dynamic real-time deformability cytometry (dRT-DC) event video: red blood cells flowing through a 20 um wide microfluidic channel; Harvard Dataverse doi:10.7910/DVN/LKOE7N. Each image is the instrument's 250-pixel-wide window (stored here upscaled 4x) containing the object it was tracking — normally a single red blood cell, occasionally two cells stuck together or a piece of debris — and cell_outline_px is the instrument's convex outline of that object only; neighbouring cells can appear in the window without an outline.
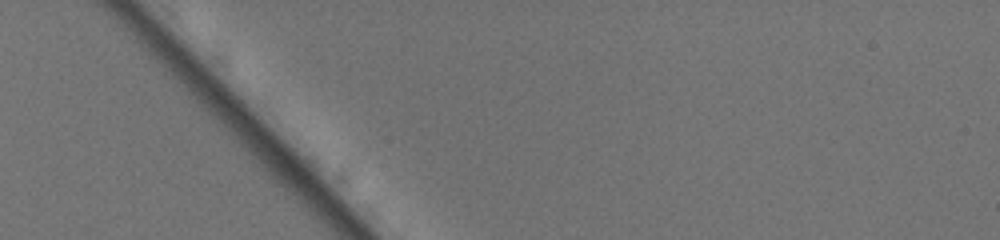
{"species": "common noctule bat (a hibernating species)", "species_latin": "Nyctalus noctula", "temperature_condition": "warm", "stored_images_in_passage": 1, "camera_frame_rate_fps": 3000, "um_per_image_px": 0.085, "animal": {"sex": "female", "body_mass_g": 19.5, "forearm_length_mm": 54.1}, "frame": {"image": 1, "passage_image": 1, "time_ms": 0.0, "image_size_px": [1000, 240], "cell_outline_px": [[508, 220], [504, 224], [496, 224], [484, 220], [476, 212], [460, 188], [472, 176], [476, 176], [496, 184], [508, 208]], "centroid_in_image_um": [41.32, 17.0], "position_along_channel_um": 43.7, "area_um2": 10.35}}